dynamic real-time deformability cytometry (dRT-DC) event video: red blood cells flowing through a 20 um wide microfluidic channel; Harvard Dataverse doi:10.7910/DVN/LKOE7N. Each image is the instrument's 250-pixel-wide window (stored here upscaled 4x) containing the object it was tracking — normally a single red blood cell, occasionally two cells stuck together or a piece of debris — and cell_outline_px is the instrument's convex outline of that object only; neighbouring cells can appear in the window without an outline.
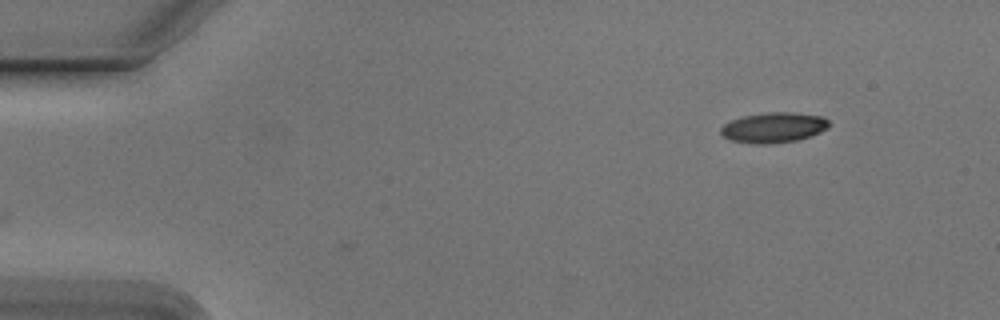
{"species": "Egyptian fruit bat (a non-hibernating species)", "species_latin": "Rousettus aegyptiacus", "temperature_condition": "cold", "stored_images_in_passage": 2, "camera_frame_rate_fps": 3000, "um_per_image_px": 0.085, "animal": {"sex": "male"}, "frame": {"image": 1, "passage_image": 2, "time_ms": 0.333, "image_size_px": [1000, 320], "cell_outline_px": [[828, 128], [812, 136], [796, 140], [768, 144], [752, 144], [732, 140], [724, 136], [720, 132], [720, 128], [724, 124], [732, 120], [744, 116], [768, 112], [792, 112], [824, 116], [828, 120]], "centroid_in_image_um": [65.78, 10.84], "position_along_channel_um": 19.2, "area_um2": 19.07}}